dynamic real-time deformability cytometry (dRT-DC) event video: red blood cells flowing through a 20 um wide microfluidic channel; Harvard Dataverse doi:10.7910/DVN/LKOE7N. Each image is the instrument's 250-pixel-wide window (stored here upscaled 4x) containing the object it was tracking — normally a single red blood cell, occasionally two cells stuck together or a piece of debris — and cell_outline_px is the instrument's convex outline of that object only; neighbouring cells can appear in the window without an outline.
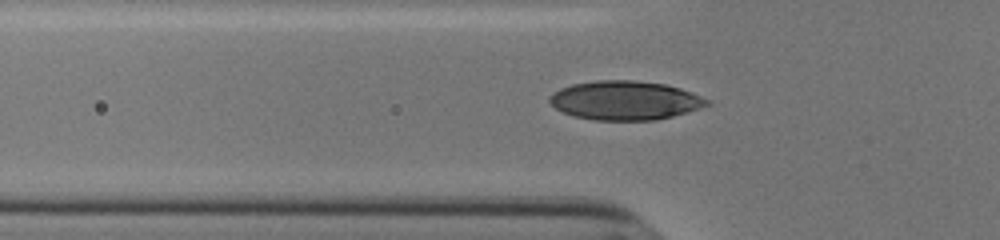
{"species": "human", "species_latin": "Homo sapiens", "temperature_condition": "cold", "stored_images_in_passage": 37, "camera_frame_rate_fps": 3000, "um_per_image_px": 0.085, "donor": {"sex": "male"}, "frame": {"image": 1, "passage_image": 2, "time_ms": 0.333, "image_size_px": [1000, 240], "cell_outline_px": [[712, 104], [700, 108], [672, 116], [656, 120], [592, 120], [572, 116], [556, 108], [548, 100], [548, 96], [552, 92], [560, 88], [572, 84], [596, 80], [636, 80], [664, 84], [680, 88], [692, 92], [708, 100]], "centroid_in_image_um": [53.1, 8.53], "position_along_channel_um": 72.7, "area_um2": 35.89}}
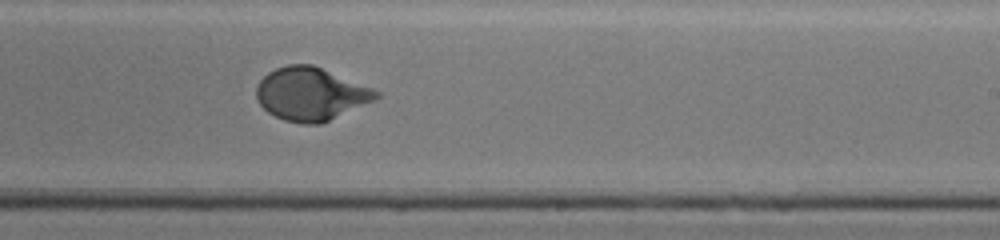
{"frame": {"image": 2, "passage_image": 17, "time_ms": 5.333, "image_size_px": [1000, 240], "cell_outline_px": [[380, 96], [376, 100], [320, 124], [304, 124], [284, 120], [268, 112], [260, 104], [256, 96], [256, 88], [260, 80], [268, 72], [276, 68], [288, 64], [312, 64], [372, 88], [380, 92]], "centroid_in_image_um": [26.42, 7.99], "position_along_channel_um": 262.6, "area_um2": 36.82}}
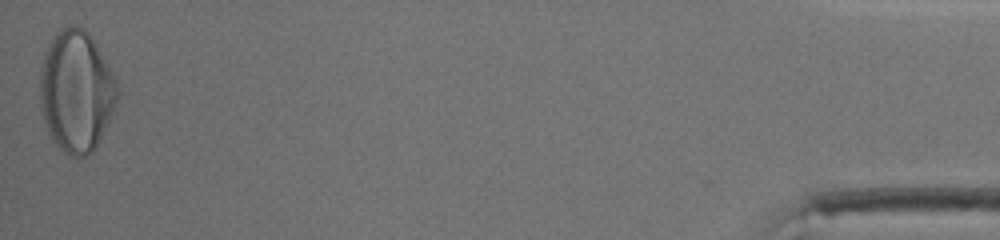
{"frame": {"image": 3, "passage_image": 37, "time_ms": 12.0, "image_size_px": [1000, 240], "cell_outline_px": [[120, 92], [116, 112], [92, 152], [84, 156], [68, 156], [56, 144], [44, 120], [40, 104], [40, 68], [44, 52], [48, 44], [56, 32], [60, 28], [68, 24], [72, 24], [84, 28], [92, 36], [116, 80]], "centroid_in_image_um": [6.51, 7.73], "position_along_channel_um": 428.7, "area_um2": 55.43}, "authors_computed_cell_mechanics": {"area_um2": 37.2232, "velocity_mm_per_s": 3.7993, "shape_relaxation_time_tau1_ms": 3.58, "shape_relaxation_time_tau2_ms": null, "deformation_change_tau1": 0.1911, "deformation_change_tau2": null}}